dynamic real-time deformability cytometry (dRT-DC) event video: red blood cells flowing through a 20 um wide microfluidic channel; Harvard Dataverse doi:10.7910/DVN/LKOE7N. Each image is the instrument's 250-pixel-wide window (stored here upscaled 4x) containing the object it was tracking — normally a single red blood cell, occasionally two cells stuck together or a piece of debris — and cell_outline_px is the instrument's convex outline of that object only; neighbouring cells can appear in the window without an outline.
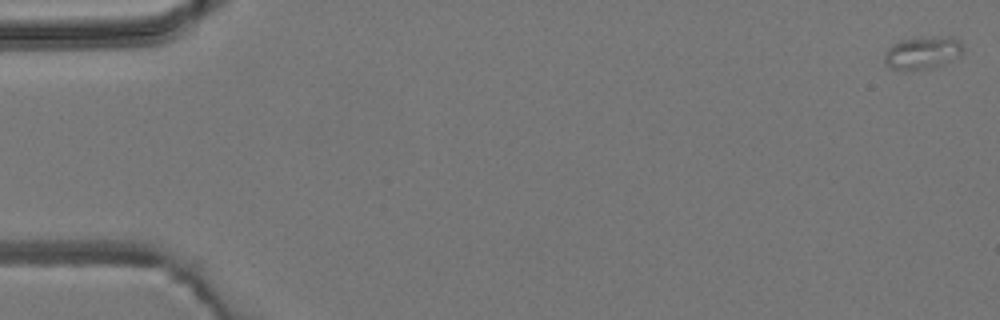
{"species": "common noctule bat (a hibernating species)", "species_latin": "Nyctalus noctula", "temperature_condition": "room temperature", "stored_images_in_passage": 5, "camera_frame_rate_fps": 3000, "um_per_image_px": 0.085, "animal": {"sex": "male", "body_mass_g": 19.2, "forearm_length_mm": 51.8}, "frame": {"image": 1, "passage_image": 1, "time_ms": 0.0, "image_size_px": [1000, 320], "cell_outline_px": [[964, 48], [960, 56], [944, 64], [928, 68], [888, 68], [884, 64], [884, 52], [892, 44], [900, 40], [948, 36], [956, 36], [960, 40]], "centroid_in_image_um": [78.45, 4.46], "position_along_channel_um": 6.6, "area_um2": 14.8}}
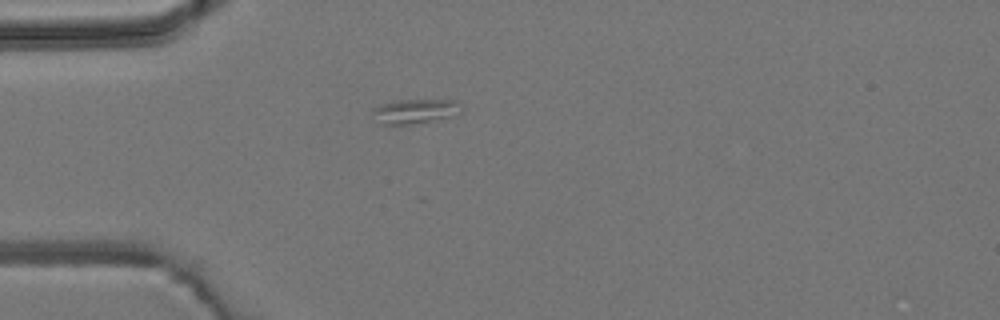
{"frame": {"image": 2, "passage_image": 4, "time_ms": 4.667, "image_size_px": [1000, 320], "cell_outline_px": [[460, 112], [448, 116], [412, 124], [380, 124], [372, 112], [372, 108], [380, 104], [396, 100], [456, 100], [460, 104]], "centroid_in_image_um": [35.21, 9.44], "position_along_channel_um": 49.8, "area_um2": 12.37}}